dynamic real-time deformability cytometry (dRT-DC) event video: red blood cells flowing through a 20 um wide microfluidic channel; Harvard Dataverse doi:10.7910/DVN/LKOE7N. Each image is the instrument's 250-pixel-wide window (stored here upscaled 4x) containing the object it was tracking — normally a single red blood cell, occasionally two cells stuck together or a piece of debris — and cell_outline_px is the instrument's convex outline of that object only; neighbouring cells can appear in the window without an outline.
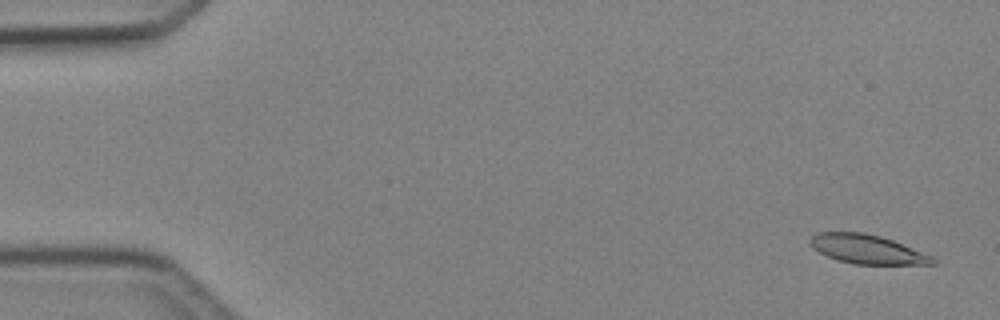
{"species": "Egyptian fruit bat (a non-hibernating species)", "species_latin": "Rousettus aegyptiacus", "temperature_condition": "cold", "stored_images_in_passage": 5, "camera_frame_rate_fps": 3000, "um_per_image_px": 0.085, "animal": {"sex": "female"}, "frame": {"image": 1, "passage_image": 1, "time_ms": 0.0, "image_size_px": [1000, 320], "cell_outline_px": [[936, 264], [852, 264], [828, 256], [812, 248], [808, 240], [816, 232], [864, 232], [880, 236], [892, 240], [932, 256], [936, 260]], "centroid_in_image_um": [73.68, 21.18], "position_along_channel_um": 11.3, "area_um2": 20.58}}